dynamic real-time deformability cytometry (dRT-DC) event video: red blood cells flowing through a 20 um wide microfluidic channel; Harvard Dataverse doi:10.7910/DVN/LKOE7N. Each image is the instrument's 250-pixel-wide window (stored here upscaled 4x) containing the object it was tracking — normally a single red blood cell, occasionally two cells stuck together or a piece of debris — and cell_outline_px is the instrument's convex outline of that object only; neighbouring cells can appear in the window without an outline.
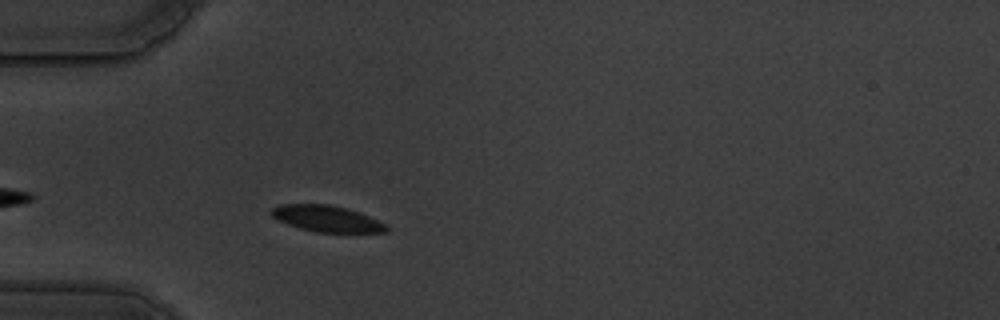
{"species": "common noctule bat (a hibernating species)", "species_latin": "Nyctalus noctula", "temperature_condition": "warm", "stored_images_in_passage": 34, "camera_frame_rate_fps": 3000, "um_per_image_px": 0.085, "animal": {"sex": "male", "body_mass_g": 19.5, "forearm_length_mm": 54.6}, "frame": {"image": 1, "passage_image": 5, "time_ms": 1.333, "image_size_px": [1000, 320], "cell_outline_px": [[388, 232], [316, 232], [300, 228], [288, 224], [272, 216], [268, 212], [272, 208], [280, 204], [328, 204], [348, 208], [368, 216], [384, 224], [388, 228]], "centroid_in_image_um": [27.73, 18.57], "position_along_channel_um": 57.3, "area_um2": 17.4}}
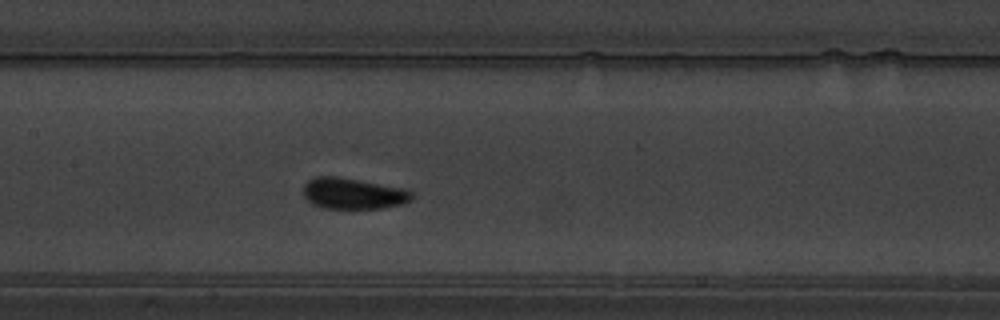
{"frame": {"image": 2, "passage_image": 16, "time_ms": 5.0, "image_size_px": [1000, 320], "cell_outline_px": [[412, 200], [404, 204], [384, 208], [324, 208], [312, 204], [304, 196], [304, 184], [308, 180], [316, 176], [340, 176], [404, 188], [412, 192]], "centroid_in_image_um": [30.03, 16.44], "position_along_channel_um": 177.4, "area_um2": 19.83}}
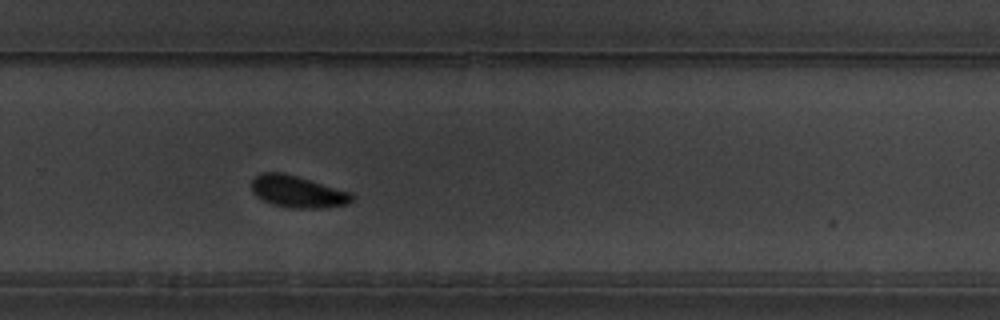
{"frame": {"image": 3, "passage_image": 27, "time_ms": 8.667, "image_size_px": [1000, 320], "cell_outline_px": [[356, 196], [348, 204], [320, 208], [292, 208], [272, 204], [256, 196], [252, 192], [252, 180], [256, 176], [264, 172], [284, 172], [352, 192]], "centroid_in_image_um": [25.33, 16.28], "position_along_channel_um": 304.5, "area_um2": 18.73}, "authors_computed_cell_mechanics": {"area_um2": 18.9584, "velocity_mm_per_s": 3.4726, "shape_relaxation_time_tau1_ms": 4.1755, "shape_relaxation_time_tau2_ms": null, "deformation_change_tau1": 0.0959, "deformation_change_tau2": null}}